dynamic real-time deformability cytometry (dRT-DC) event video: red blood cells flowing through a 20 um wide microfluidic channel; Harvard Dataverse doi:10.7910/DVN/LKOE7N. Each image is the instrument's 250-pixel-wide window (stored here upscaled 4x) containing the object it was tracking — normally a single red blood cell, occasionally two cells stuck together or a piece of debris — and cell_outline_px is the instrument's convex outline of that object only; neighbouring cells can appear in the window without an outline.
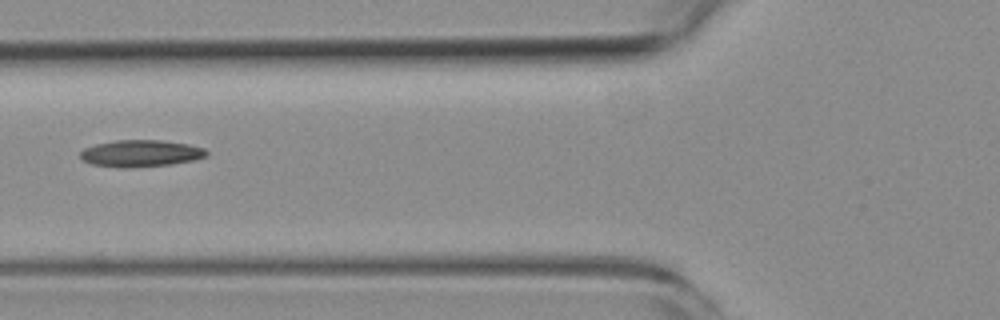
{"species": "common noctule bat (a hibernating species)", "species_latin": "Nyctalus noctula", "temperature_condition": "room temperature", "stored_images_in_passage": 9, "camera_frame_rate_fps": 3000, "um_per_image_px": 0.085, "animal": {"sex": "female", "body_mass_g": 19.3, "forearm_length_mm": 54.1}, "frame": {"image": 1, "passage_image": 6, "time_ms": 5.667, "image_size_px": [1000, 320], "cell_outline_px": [[208, 156], [196, 160], [172, 164], [124, 168], [120, 168], [92, 164], [84, 160], [80, 156], [80, 152], [84, 148], [96, 144], [116, 140], [160, 140], [188, 144], [204, 148], [208, 152]], "centroid_in_image_um": [11.99, 13.04], "position_along_channel_um": 113.8, "area_um2": 19.77}}
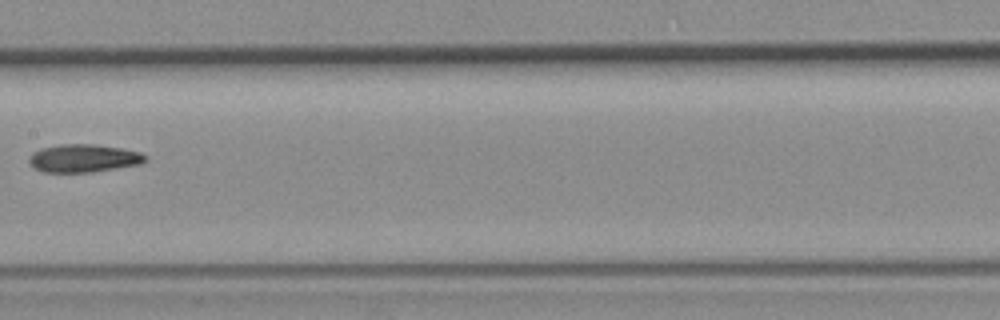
{"frame": {"image": 2, "passage_image": 8, "time_ms": 8.0, "image_size_px": [1000, 320], "cell_outline_px": [[148, 160], [140, 164], [92, 172], [44, 172], [32, 168], [28, 164], [28, 156], [32, 152], [40, 148], [60, 144], [92, 144], [120, 148], [140, 152], [148, 156]], "centroid_in_image_um": [7.06, 13.45], "position_along_channel_um": 200.3, "area_um2": 19.19}}
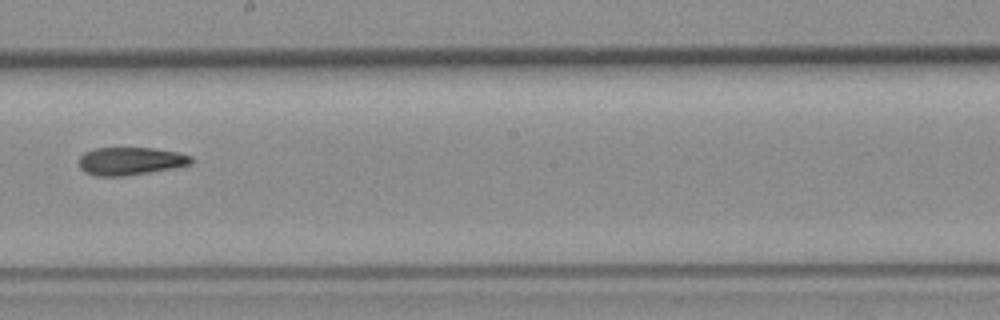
{"frame": {"image": 3, "passage_image": 9, "time_ms": 9.0, "image_size_px": [1000, 320], "cell_outline_px": [[192, 164], [172, 168], [124, 176], [96, 176], [84, 172], [80, 168], [80, 156], [84, 152], [96, 148], [156, 148], [180, 152], [192, 156]], "centroid_in_image_um": [11.1, 13.68], "position_along_channel_um": 237.1, "area_um2": 18.26}}